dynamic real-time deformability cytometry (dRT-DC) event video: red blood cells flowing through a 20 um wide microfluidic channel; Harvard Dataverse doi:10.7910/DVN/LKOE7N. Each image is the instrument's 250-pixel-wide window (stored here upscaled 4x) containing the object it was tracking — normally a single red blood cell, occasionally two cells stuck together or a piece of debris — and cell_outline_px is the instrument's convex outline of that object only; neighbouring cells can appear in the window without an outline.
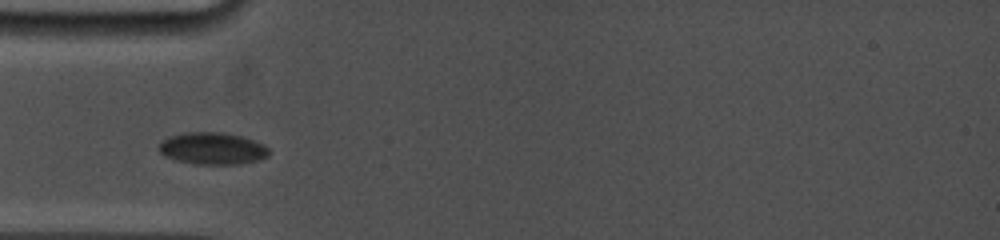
{"species": "common noctule bat (a hibernating species)", "species_latin": "Nyctalus noctula", "temperature_condition": "cold", "stored_images_in_passage": 46, "camera_frame_rate_fps": 5000, "um_per_image_px": 0.085, "animal": {"sex": "female", "body_mass_g": 19.0, "forearm_length_mm": 53.3}, "frame": {"image": 1, "passage_image": 1, "time_ms": 0.0, "image_size_px": [1000, 240], "cell_outline_px": [[268, 156], [256, 160], [240, 164], [196, 164], [176, 160], [164, 156], [156, 148], [168, 136], [184, 132], [224, 132], [240, 136], [264, 144], [268, 148]], "centroid_in_image_um": [18.02, 12.61], "position_along_channel_um": 67.0, "area_um2": 20.52}}
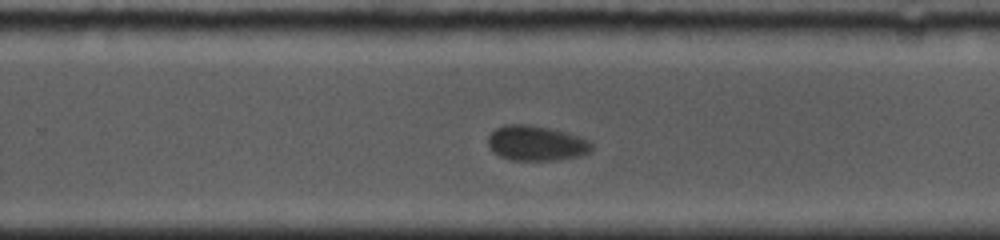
{"frame": {"image": 2, "passage_image": 25, "time_ms": 6.0, "image_size_px": [1000, 240], "cell_outline_px": [[592, 152], [580, 156], [556, 160], [512, 160], [500, 156], [492, 152], [488, 144], [488, 136], [496, 128], [504, 124], [528, 124], [568, 132], [580, 136], [588, 140], [592, 144]], "centroid_in_image_um": [45.59, 12.17], "position_along_channel_um": 284.2, "area_um2": 21.39}}
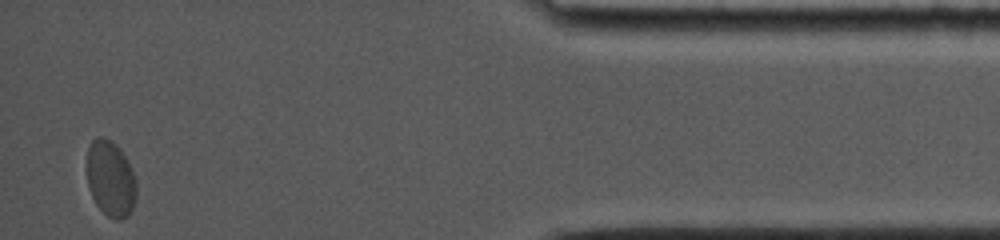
{"frame": {"image": 3, "passage_image": 45, "time_ms": 11.2, "image_size_px": [1000, 240], "cell_outline_px": [[136, 200], [128, 216], [120, 220], [116, 220], [108, 216], [96, 204], [88, 188], [88, 148], [92, 140], [96, 136], [104, 136], [112, 140], [120, 148], [128, 160], [132, 168], [136, 180]], "centroid_in_image_um": [9.42, 15.16], "position_along_channel_um": 425.8, "area_um2": 22.14}, "authors_computed_cell_mechanics": {"area_um2": 21.964, "velocity_mm_per_s": 3.6286, "shape_relaxation_time_tau1_ms": 0.9005, "shape_relaxation_time_tau2_ms": 1.0265, "deformation_change_tau1": 0.0409, "deformation_change_tau2": 0.0238}}